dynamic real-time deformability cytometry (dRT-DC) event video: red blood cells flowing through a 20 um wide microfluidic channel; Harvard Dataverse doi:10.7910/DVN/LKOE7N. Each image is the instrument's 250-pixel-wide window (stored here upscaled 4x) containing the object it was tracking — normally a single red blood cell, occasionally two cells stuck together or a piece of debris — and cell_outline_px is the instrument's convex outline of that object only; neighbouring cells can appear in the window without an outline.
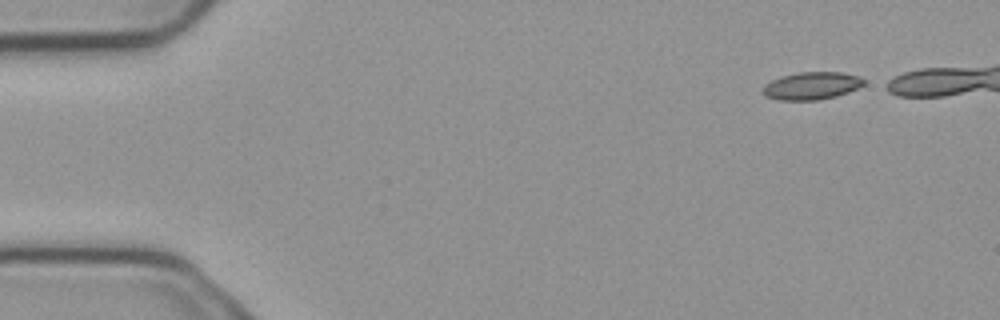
{"species": "common noctule bat (a hibernating species)", "species_latin": "Nyctalus noctula", "temperature_condition": "cold", "stored_images_in_passage": 5, "camera_frame_rate_fps": 3000, "um_per_image_px": 0.085, "animal": {"sex": "male", "body_mass_g": 23.1, "forearm_length_mm": 52.7}, "frame": {"image": 1, "passage_image": 1, "time_ms": 0.0, "image_size_px": [1000, 320], "cell_outline_px": [[864, 84], [848, 92], [836, 96], [820, 100], [776, 100], [764, 96], [764, 84], [780, 76], [800, 72], [840, 72], [860, 76], [864, 80]], "centroid_in_image_um": [68.97, 7.29], "position_along_channel_um": 16.0, "area_um2": 16.24}}
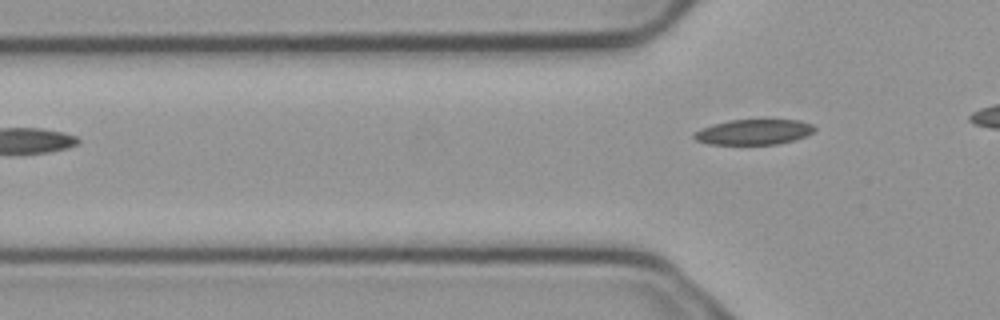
{"frame": {"image": 2, "passage_image": 5, "time_ms": 1.333, "image_size_px": [1000, 320], "cell_outline_px": [[816, 128], [812, 132], [796, 140], [780, 144], [708, 144], [696, 140], [692, 136], [692, 132], [700, 128], [712, 124], [732, 120], [800, 120], [812, 124]], "centroid_in_image_um": [64.04, 11.22], "position_along_channel_um": 61.8, "area_um2": 17.86}}